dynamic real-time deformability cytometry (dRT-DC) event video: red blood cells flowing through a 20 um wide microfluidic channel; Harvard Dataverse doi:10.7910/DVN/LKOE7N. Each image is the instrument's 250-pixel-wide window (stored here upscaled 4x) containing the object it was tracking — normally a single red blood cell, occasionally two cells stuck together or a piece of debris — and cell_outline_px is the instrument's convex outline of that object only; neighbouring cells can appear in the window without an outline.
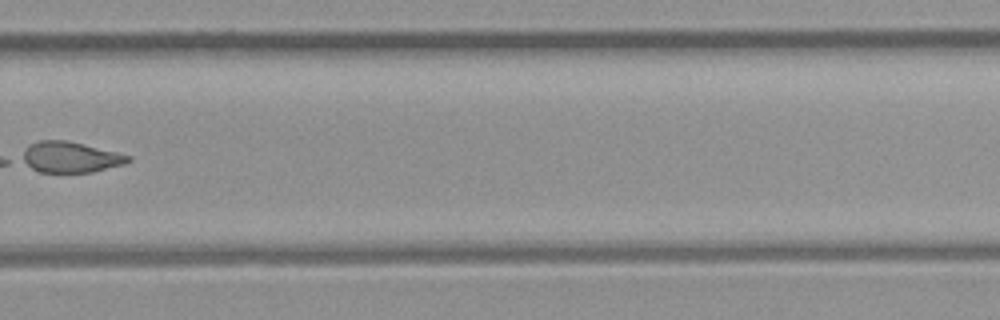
{"species": "common noctule bat (a hibernating species)", "species_latin": "Nyctalus noctula", "temperature_condition": "room temperature", "stored_images_in_passage": 8, "camera_frame_rate_fps": 3000, "um_per_image_px": 0.085, "animal": {"sex": "female", "body_mass_g": 21.9}, "frame": {"image": 1, "passage_image": 8, "time_ms": 9.0, "image_size_px": [1000, 320], "cell_outline_px": [[132, 160], [124, 164], [92, 172], [40, 172], [16, 160], [32, 144], [40, 140], [68, 140], [132, 156]], "centroid_in_image_um": [5.96, 13.36], "position_along_channel_um": 323.8, "area_um2": 19.07}}